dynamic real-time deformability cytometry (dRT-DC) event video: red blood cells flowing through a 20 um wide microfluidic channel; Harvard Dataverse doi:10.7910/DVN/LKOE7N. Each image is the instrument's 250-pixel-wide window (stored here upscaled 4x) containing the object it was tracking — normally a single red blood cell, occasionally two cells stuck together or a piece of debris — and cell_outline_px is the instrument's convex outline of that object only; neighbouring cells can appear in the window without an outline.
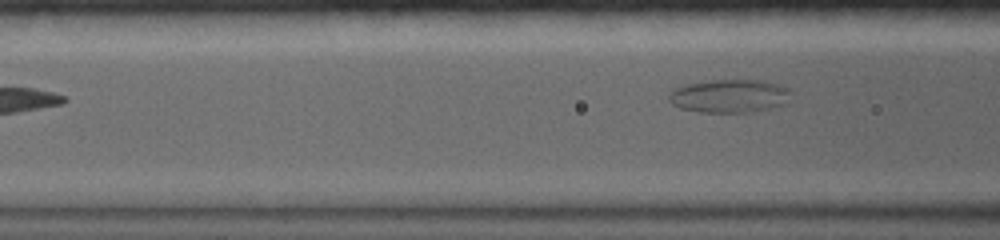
{"species": "common noctule bat (a hibernating species)", "species_latin": "Nyctalus noctula", "temperature_condition": "warm", "stored_images_in_passage": 6, "segment_of_instrument_passage": [2, 2], "camera_frame_rate_fps": 5000, "um_per_image_px": 0.085, "animal": {"sex": "female", "body_mass_g": 19.0, "forearm_length_mm": 56.7}, "frame": {"image": 1, "passage_image": 6, "time_ms": 4.8, "image_size_px": [1000, 240], "cell_outline_px": [[784, 92], [732, 112], [712, 112], [688, 108], [676, 104], [676, 92], [680, 88], [692, 84], [712, 80], [764, 80], [776, 84], [784, 88]], "centroid_in_image_um": [61.7, 8.04], "position_along_channel_um": 104.9, "area_um2": 18.73}}